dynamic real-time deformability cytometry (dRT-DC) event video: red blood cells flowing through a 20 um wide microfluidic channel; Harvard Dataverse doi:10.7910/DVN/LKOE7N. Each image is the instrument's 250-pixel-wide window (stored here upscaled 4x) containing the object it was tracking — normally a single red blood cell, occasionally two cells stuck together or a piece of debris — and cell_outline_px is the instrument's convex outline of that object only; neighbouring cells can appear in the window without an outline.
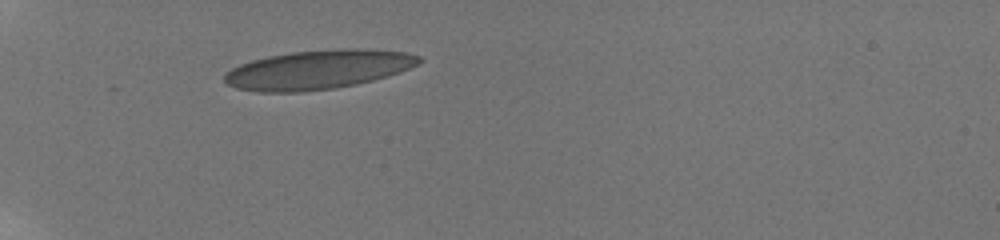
{"species": "human", "species_latin": "Homo sapiens", "temperature_condition": "room temperature", "stored_images_in_passage": 25, "camera_frame_rate_fps": 3000, "um_per_image_px": 0.085, "donor": {"sex": "male"}, "frame": {"image": 1, "passage_image": 1, "time_ms": 0.0, "image_size_px": [1000, 240], "cell_outline_px": [[424, 60], [408, 68], [388, 76], [356, 84], [332, 88], [300, 92], [260, 92], [236, 88], [228, 84], [224, 80], [224, 72], [240, 64], [252, 60], [268, 56], [292, 52], [340, 48], [360, 48], [408, 52], [420, 56]], "centroid_in_image_um": [27.03, 5.91], "position_along_channel_um": 58.0, "area_um2": 44.27}}
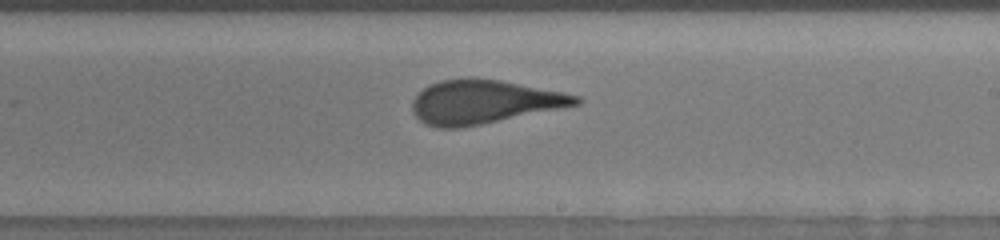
{"frame": {"image": 2, "passage_image": 21, "time_ms": 5.667, "image_size_px": [1000, 240], "cell_outline_px": [[580, 104], [460, 128], [436, 128], [424, 124], [412, 112], [412, 100], [428, 84], [440, 80], [468, 76], [472, 76], [500, 80], [564, 92], [580, 96]], "centroid_in_image_um": [41.07, 8.64], "position_along_channel_um": 247.9, "area_um2": 41.79}}
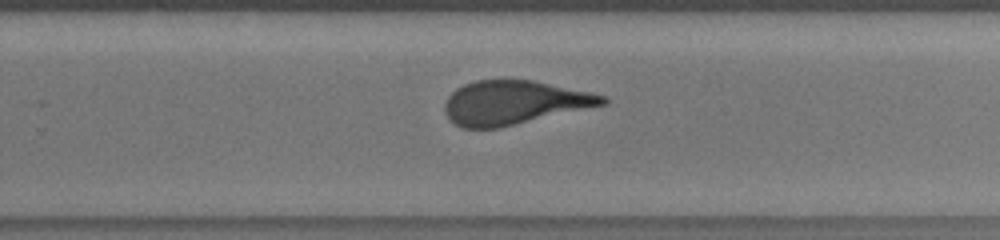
{"frame": {"image": 3, "passage_image": 24, "time_ms": 6.667, "image_size_px": [1000, 240], "cell_outline_px": [[608, 104], [496, 128], [460, 128], [448, 116], [444, 108], [444, 104], [448, 96], [456, 88], [464, 84], [476, 80], [532, 80], [588, 92], [604, 96], [608, 100]], "centroid_in_image_um": [43.67, 8.72], "position_along_channel_um": 286.1, "area_um2": 39.82}}